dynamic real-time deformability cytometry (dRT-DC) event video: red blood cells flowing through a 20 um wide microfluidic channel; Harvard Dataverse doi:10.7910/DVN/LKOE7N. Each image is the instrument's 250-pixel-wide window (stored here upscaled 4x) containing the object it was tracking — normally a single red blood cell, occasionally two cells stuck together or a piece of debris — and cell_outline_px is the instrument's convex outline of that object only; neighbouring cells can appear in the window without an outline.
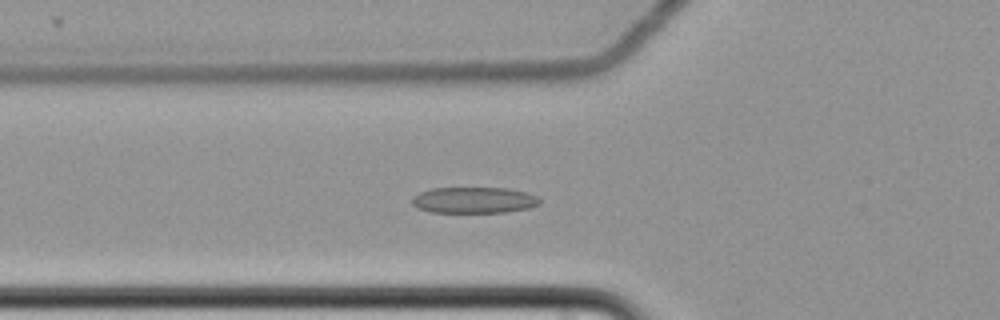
{"species": "common noctule bat (a hibernating species)", "species_latin": "Nyctalus noctula", "temperature_condition": "cold", "stored_images_in_passage": 63, "camera_frame_rate_fps": 3000, "um_per_image_px": 0.085, "animal": {"sex": "female", "body_mass_g": 22.7, "forearm_length_mm": 54.2}, "frame": {"image": 1, "passage_image": 25, "time_ms": 8.0, "image_size_px": [1000, 320], "cell_outline_px": [[540, 204], [528, 208], [508, 212], [432, 212], [416, 208], [412, 204], [412, 196], [420, 192], [432, 188], [508, 188], [528, 192], [536, 196], [540, 200]], "centroid_in_image_um": [40.28, 17.01], "position_along_channel_um": 85.5, "area_um2": 19.54}}
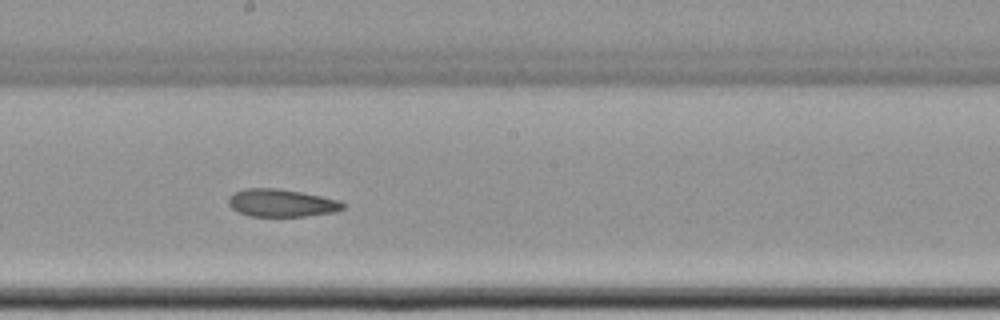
{"frame": {"image": 2, "passage_image": 37, "time_ms": 12.0, "image_size_px": [1000, 320], "cell_outline_px": [[348, 204], [344, 208], [336, 212], [304, 216], [248, 216], [232, 208], [228, 204], [228, 196], [232, 192], [244, 188], [276, 188], [300, 192], [320, 196], [336, 200]], "centroid_in_image_um": [23.9, 17.25], "position_along_channel_um": 224.3, "area_um2": 18.5}}
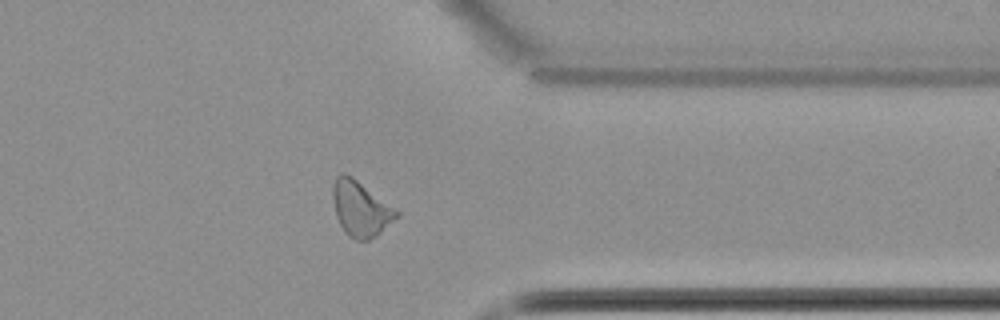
{"frame": {"image": 3, "passage_image": 51, "time_ms": 16.667, "image_size_px": [1000, 320], "cell_outline_px": [[400, 216], [376, 236], [368, 240], [356, 240], [348, 236], [344, 232], [336, 216], [332, 200], [332, 184], [336, 176], [340, 172], [344, 172], [352, 176], [400, 212]], "centroid_in_image_um": [30.63, 17.73], "position_along_channel_um": 380.8, "area_um2": 20.69}, "authors_computed_cell_mechanics": {"area_um2": 20.4612, "velocity_mm_per_s": 3.4723, "shape_relaxation_time_tau1_ms": null, "shape_relaxation_time_tau2_ms": 3.4411, "deformation_change_tau1": null, "deformation_change_tau2": 0.1086}}